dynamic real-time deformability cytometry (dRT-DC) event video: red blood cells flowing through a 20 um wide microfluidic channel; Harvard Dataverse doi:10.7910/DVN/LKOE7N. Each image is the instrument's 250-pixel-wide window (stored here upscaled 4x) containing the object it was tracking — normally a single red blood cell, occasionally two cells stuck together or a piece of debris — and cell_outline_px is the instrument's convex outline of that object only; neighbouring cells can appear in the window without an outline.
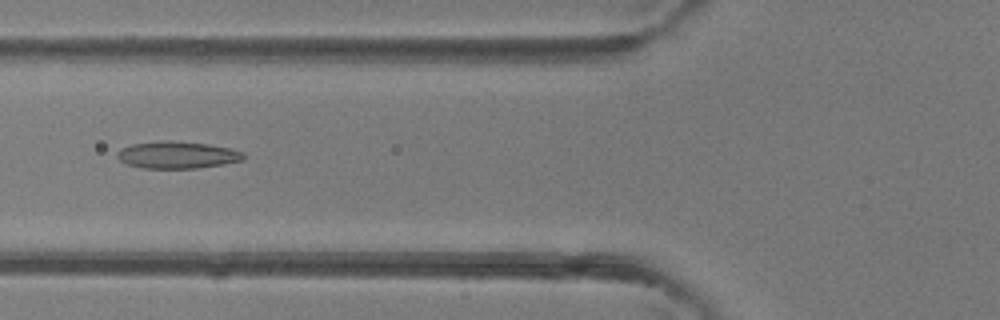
{"species": "common noctule bat (a hibernating species)", "species_latin": "Nyctalus noctula", "temperature_condition": "room temperature", "stored_images_in_passage": 6, "camera_frame_rate_fps": 3000, "um_per_image_px": 0.085, "animal": {"sex": "female"}, "frame": {"image": 1, "passage_image": 5, "time_ms": 4.667, "image_size_px": [1000, 320], "cell_outline_px": [[244, 160], [224, 164], [196, 168], [144, 168], [128, 164], [120, 160], [116, 156], [116, 152], [120, 148], [132, 144], [160, 140], [164, 140], [208, 144], [232, 148], [244, 152]], "centroid_in_image_um": [15.07, 13.16], "position_along_channel_um": 110.7, "area_um2": 20.0}}
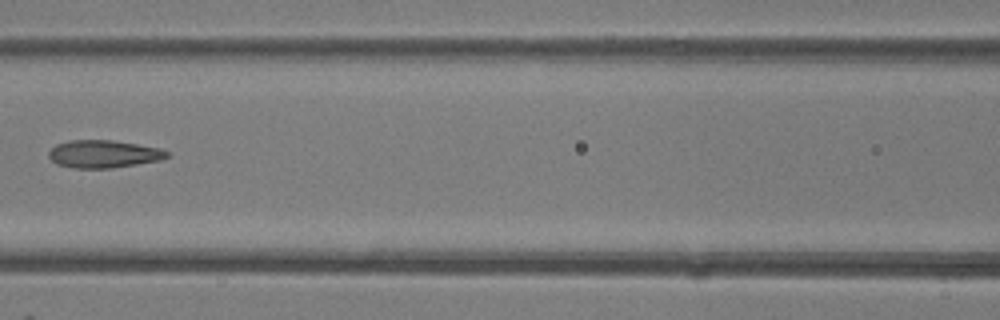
{"frame": {"image": 2, "passage_image": 6, "time_ms": 5.667, "image_size_px": [1000, 320], "cell_outline_px": [[168, 156], [160, 160], [112, 168], [72, 168], [56, 164], [48, 156], [48, 152], [56, 144], [68, 140], [112, 140], [160, 148], [168, 152]], "centroid_in_image_um": [8.76, 13.09], "position_along_channel_um": 157.8, "area_um2": 19.02}}